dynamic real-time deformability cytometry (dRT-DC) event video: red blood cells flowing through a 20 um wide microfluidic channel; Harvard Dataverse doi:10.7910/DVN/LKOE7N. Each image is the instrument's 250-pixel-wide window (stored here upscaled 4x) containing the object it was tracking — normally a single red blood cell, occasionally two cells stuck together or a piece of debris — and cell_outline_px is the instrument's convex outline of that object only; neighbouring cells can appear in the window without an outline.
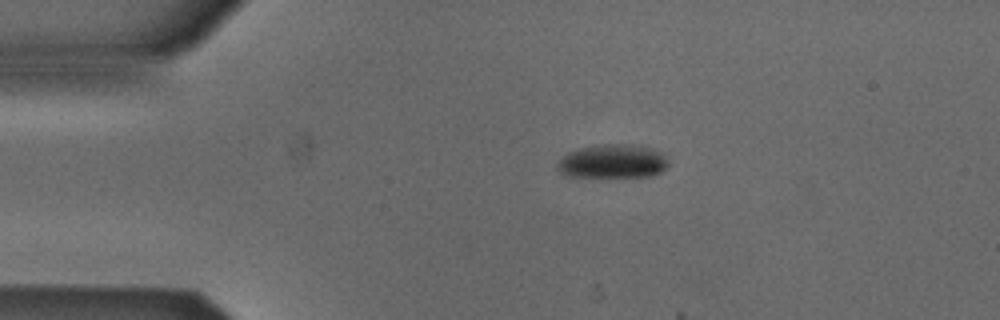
{"species": "Egyptian fruit bat (a non-hibernating species)", "species_latin": "Rousettus aegyptiacus", "temperature_condition": "cold", "stored_images_in_passage": 4, "camera_frame_rate_fps": 3000, "um_per_image_px": 0.085, "animal": {"sex": "male"}, "frame": {"image": 1, "passage_image": 1, "time_ms": 0.0, "image_size_px": [1000, 320], "cell_outline_px": [[668, 164], [660, 172], [652, 176], [568, 176], [560, 172], [556, 168], [556, 164], [568, 152], [580, 148], [604, 144], [624, 144], [652, 148], [664, 152], [668, 160]], "centroid_in_image_um": [52.1, 13.71], "position_along_channel_um": 32.9, "area_um2": 21.68}}